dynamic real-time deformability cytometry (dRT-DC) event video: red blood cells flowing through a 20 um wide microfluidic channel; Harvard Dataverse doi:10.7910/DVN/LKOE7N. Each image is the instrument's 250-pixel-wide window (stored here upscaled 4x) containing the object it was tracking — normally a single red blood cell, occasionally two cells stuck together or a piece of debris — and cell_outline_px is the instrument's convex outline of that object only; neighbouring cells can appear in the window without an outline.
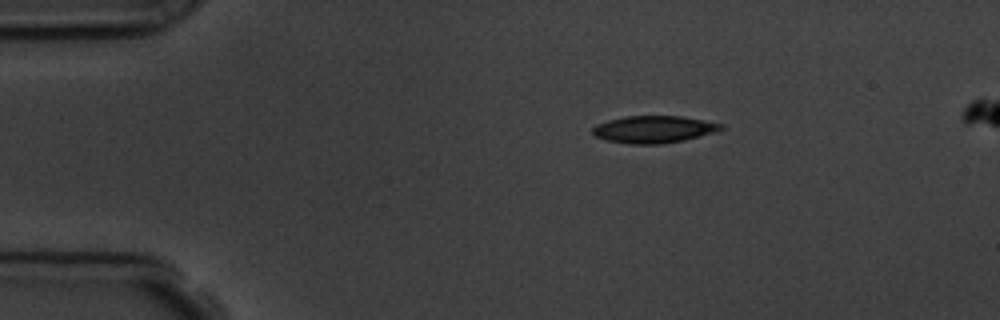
{"species": "common noctule bat (a hibernating species)", "species_latin": "Nyctalus noctula", "temperature_condition": "room temperature", "stored_images_in_passage": 4, "camera_frame_rate_fps": 3000, "um_per_image_px": 0.085, "animal": {"sex": "male", "body_mass_g": 19.5, "forearm_length_mm": 54.6}, "frame": {"image": 1, "passage_image": 1, "time_ms": 0.0, "image_size_px": [1000, 320], "cell_outline_px": [[724, 128], [712, 132], [684, 140], [660, 144], [628, 144], [608, 140], [596, 136], [592, 132], [592, 128], [596, 124], [608, 120], [624, 116], [680, 116], [704, 120], [724, 124]], "centroid_in_image_um": [55.54, 10.99], "position_along_channel_um": 29.5, "area_um2": 20.17}}